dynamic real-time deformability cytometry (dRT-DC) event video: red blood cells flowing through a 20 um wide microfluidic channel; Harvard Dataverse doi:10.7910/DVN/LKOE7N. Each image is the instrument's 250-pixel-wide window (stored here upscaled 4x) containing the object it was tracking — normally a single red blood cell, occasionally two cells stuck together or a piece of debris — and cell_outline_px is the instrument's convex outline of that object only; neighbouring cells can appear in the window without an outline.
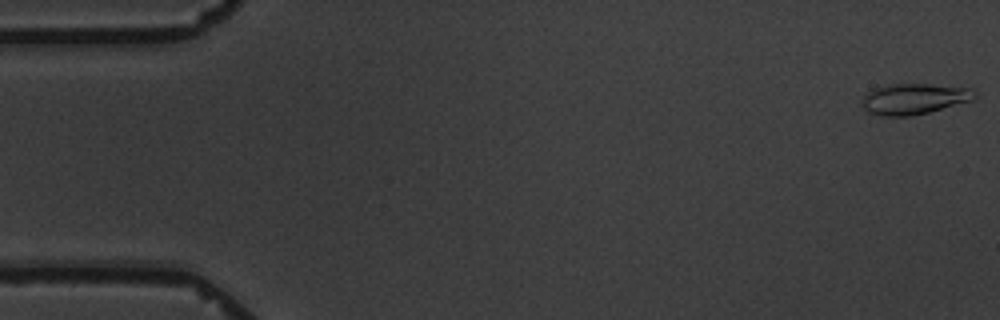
{"species": "common noctule bat (a hibernating species)", "species_latin": "Nyctalus noctula", "temperature_condition": "warm", "stored_images_in_passage": 5, "camera_frame_rate_fps": 3000, "um_per_image_px": 0.085, "animal": {"sex": "male", "body_mass_g": 19.5, "forearm_length_mm": 54.6}, "frame": {"image": 1, "passage_image": 1, "time_ms": 0.0, "image_size_px": [1000, 320], "cell_outline_px": [[976, 96], [972, 100], [928, 112], [912, 116], [880, 116], [868, 112], [864, 108], [864, 96], [868, 92], [876, 88], [892, 84], [928, 84], [972, 88], [976, 92]], "centroid_in_image_um": [77.72, 8.41], "position_along_channel_um": 7.3, "area_um2": 19.94}}